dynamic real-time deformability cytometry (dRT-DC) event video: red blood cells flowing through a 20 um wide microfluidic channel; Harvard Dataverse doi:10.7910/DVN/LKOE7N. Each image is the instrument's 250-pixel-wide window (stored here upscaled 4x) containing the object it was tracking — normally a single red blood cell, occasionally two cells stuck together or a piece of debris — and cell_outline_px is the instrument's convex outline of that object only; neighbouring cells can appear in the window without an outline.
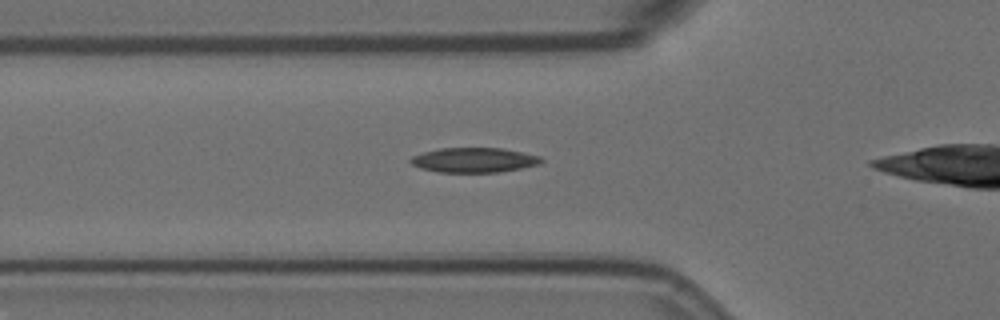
{"species": "Egyptian fruit bat (a non-hibernating species)", "species_latin": "Rousettus aegyptiacus", "temperature_condition": "room temperature", "stored_images_in_passage": 35, "camera_frame_rate_fps": 3000, "um_per_image_px": 0.085, "animal": {"sex": "female"}, "frame": {"image": 1, "passage_image": 7, "time_ms": 2.0, "image_size_px": [1000, 320], "cell_outline_px": [[544, 160], [540, 164], [500, 172], [440, 172], [420, 168], [412, 164], [408, 160], [412, 156], [424, 152], [440, 148], [500, 148], [540, 156]], "centroid_in_image_um": [40.28, 13.6], "position_along_channel_um": 85.5, "area_um2": 18.73}}
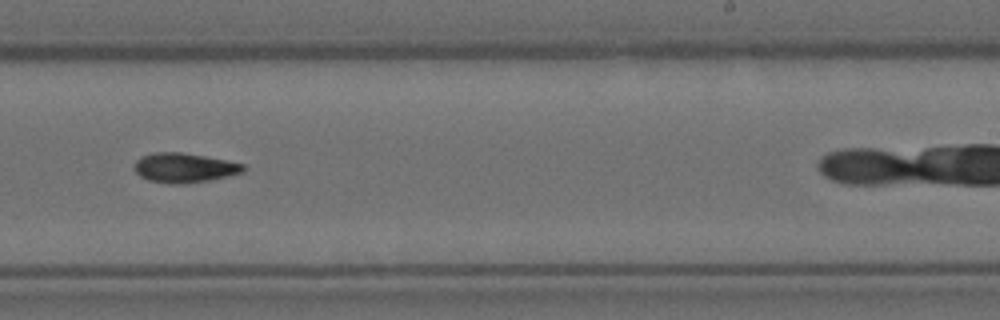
{"frame": {"image": 2, "passage_image": 23, "time_ms": 7.333, "image_size_px": [1000, 320], "cell_outline_px": [[244, 172], [228, 176], [188, 184], [168, 184], [148, 180], [140, 176], [132, 168], [136, 160], [140, 156], [156, 152], [180, 152], [204, 156], [244, 164]], "centroid_in_image_um": [15.61, 14.27], "position_along_channel_um": 273.4, "area_um2": 18.84}}
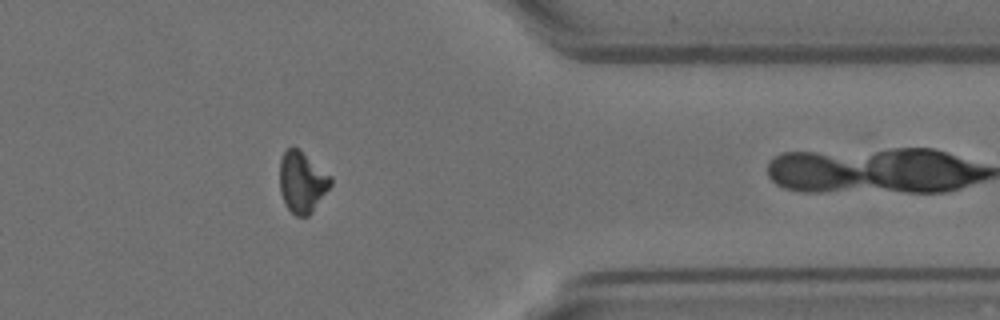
{"frame": {"image": 3, "passage_image": 34, "time_ms": 11.0, "image_size_px": [1000, 320], "cell_outline_px": [[332, 184], [312, 212], [308, 216], [296, 216], [288, 208], [280, 192], [280, 160], [284, 152], [292, 144], [332, 176]], "centroid_in_image_um": [25.68, 15.46], "position_along_channel_um": 385.7, "area_um2": 18.03}}